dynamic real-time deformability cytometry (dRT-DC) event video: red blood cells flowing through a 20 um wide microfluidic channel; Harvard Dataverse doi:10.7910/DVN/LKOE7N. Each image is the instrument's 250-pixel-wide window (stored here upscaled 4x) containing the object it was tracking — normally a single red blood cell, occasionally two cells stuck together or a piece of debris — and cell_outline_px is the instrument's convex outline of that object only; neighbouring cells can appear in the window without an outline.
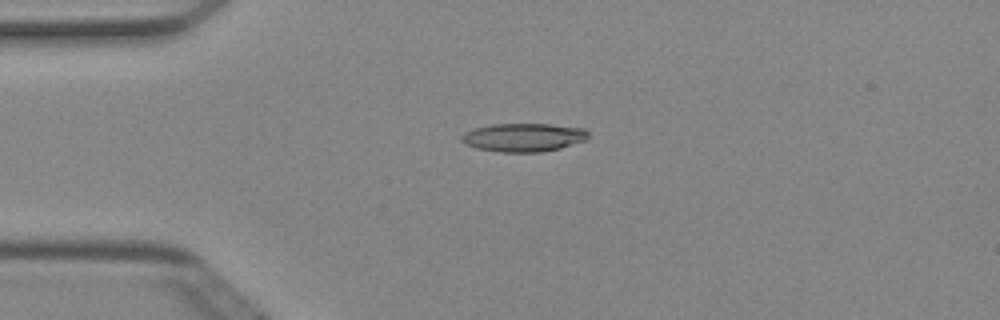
{"species": "Egyptian fruit bat (a non-hibernating species)", "species_latin": "Rousettus aegyptiacus", "temperature_condition": "cold", "stored_images_in_passage": 4, "camera_frame_rate_fps": 3000, "um_per_image_px": 0.085, "animal": {"sex": "female"}, "frame": {"image": 1, "passage_image": 3, "time_ms": 0.667, "image_size_px": [1000, 320], "cell_outline_px": [[588, 136], [584, 140], [560, 148], [540, 152], [500, 152], [476, 148], [464, 144], [460, 140], [460, 136], [464, 132], [476, 128], [492, 124], [548, 124], [584, 128], [588, 132]], "centroid_in_image_um": [44.45, 11.68], "position_along_channel_um": 40.6, "area_um2": 20.92}}